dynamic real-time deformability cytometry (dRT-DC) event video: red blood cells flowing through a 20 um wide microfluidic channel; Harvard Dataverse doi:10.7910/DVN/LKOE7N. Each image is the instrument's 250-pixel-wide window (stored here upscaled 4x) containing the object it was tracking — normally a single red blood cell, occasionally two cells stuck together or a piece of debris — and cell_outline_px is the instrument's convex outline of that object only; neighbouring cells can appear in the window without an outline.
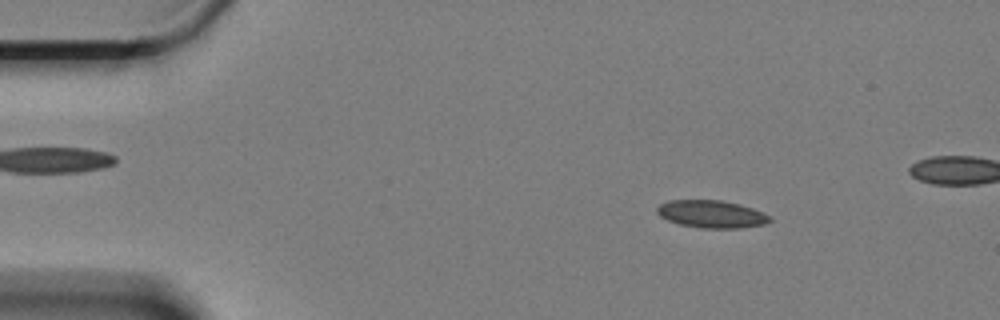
{"species": "Egyptian fruit bat (a non-hibernating species)", "species_latin": "Rousettus aegyptiacus", "temperature_condition": "cold", "stored_images_in_passage": 56, "camera_frame_rate_fps": 3000, "um_per_image_px": 0.085, "animal": {"sex": "female"}, "frame": {"image": 1, "passage_image": 9, "time_ms": 2.667, "image_size_px": [1000, 320], "cell_outline_px": [[772, 220], [764, 224], [740, 228], [700, 228], [680, 224], [668, 220], [660, 216], [656, 212], [656, 208], [660, 204], [668, 200], [720, 200], [740, 204], [752, 208], [768, 216]], "centroid_in_image_um": [60.44, 18.19], "position_along_channel_um": 24.6, "area_um2": 17.98}}
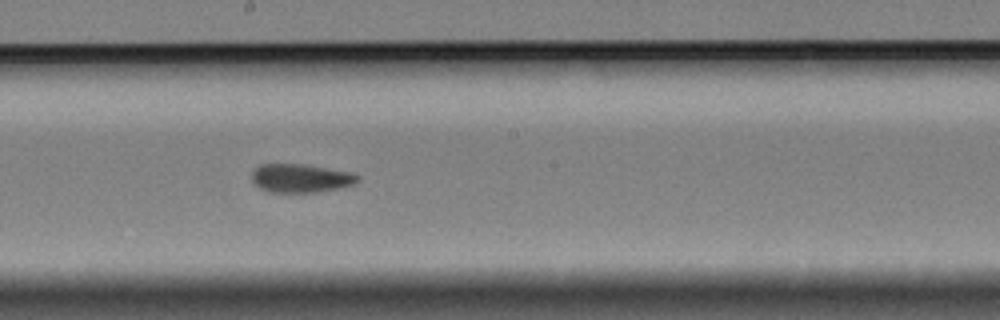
{"frame": {"image": 2, "passage_image": 33, "time_ms": 10.667, "image_size_px": [1000, 320], "cell_outline_px": [[360, 180], [356, 184], [340, 188], [316, 192], [268, 192], [260, 188], [252, 180], [252, 172], [260, 164], [304, 164], [352, 172], [360, 176]], "centroid_in_image_um": [25.61, 15.14], "position_along_channel_um": 222.6, "area_um2": 17.74}}
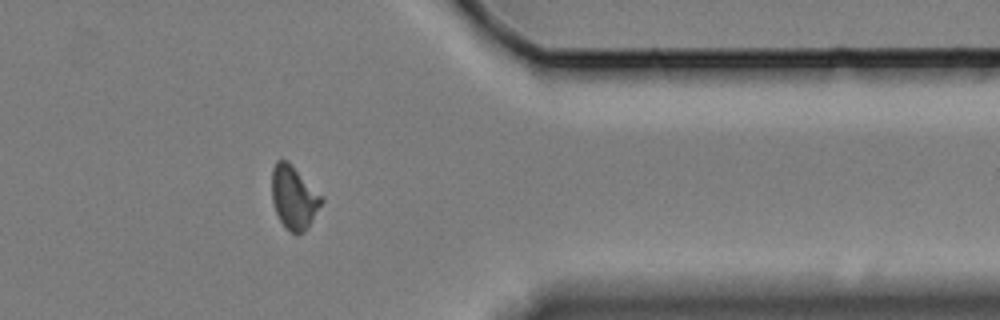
{"frame": {"image": 3, "passage_image": 49, "time_ms": 16.0, "image_size_px": [1000, 320], "cell_outline_px": [[324, 200], [308, 228], [304, 232], [296, 236], [280, 220], [276, 212], [272, 200], [272, 168], [276, 160], [288, 160], [324, 196]], "centroid_in_image_um": [25.01, 16.76], "position_along_channel_um": 386.4, "area_um2": 18.55}, "authors_computed_cell_mechanics": {"area_um2": 17.9758, "velocity_mm_per_s": 3.3309, "shape_relaxation_time_tau1_ms": 5.818, "shape_relaxation_time_tau2_ms": 2.6008, "deformation_change_tau1": 0.128, "deformation_change_tau2": 0.0831}}